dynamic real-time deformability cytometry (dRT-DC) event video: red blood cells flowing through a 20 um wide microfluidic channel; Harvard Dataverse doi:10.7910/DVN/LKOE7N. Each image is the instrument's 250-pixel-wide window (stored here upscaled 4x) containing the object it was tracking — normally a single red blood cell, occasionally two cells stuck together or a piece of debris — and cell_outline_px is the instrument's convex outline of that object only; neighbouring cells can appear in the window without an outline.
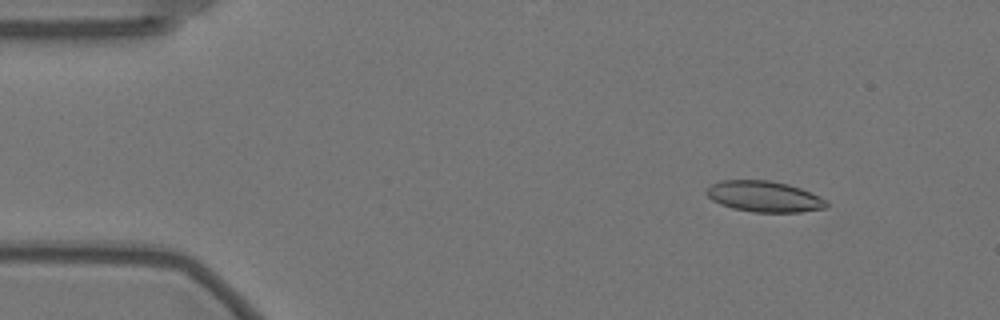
{"species": "Egyptian fruit bat (a non-hibernating species)", "species_latin": "Rousettus aegyptiacus", "temperature_condition": "warm", "stored_images_in_passage": 57, "camera_frame_rate_fps": 3000, "um_per_image_px": 0.085, "animal": {"sex": "female"}, "frame": {"image": 1, "passage_image": 7, "time_ms": 2.0, "image_size_px": [1000, 320], "cell_outline_px": [[828, 208], [800, 212], [752, 212], [732, 208], [720, 204], [712, 200], [704, 192], [704, 188], [720, 180], [772, 180], [788, 184], [800, 188], [820, 196], [828, 200]], "centroid_in_image_um": [64.95, 16.7], "position_along_channel_um": 20.0, "area_um2": 21.96}}
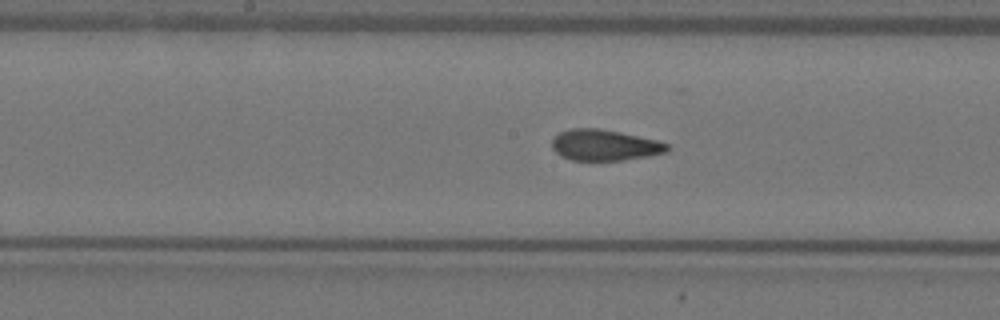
{"frame": {"image": 2, "passage_image": 29, "time_ms": 9.333, "image_size_px": [1000, 320], "cell_outline_px": [[672, 148], [668, 152], [648, 156], [624, 160], [572, 160], [560, 156], [552, 148], [552, 136], [560, 132], [572, 128], [600, 128], [620, 132], [656, 140], [668, 144]], "centroid_in_image_um": [51.38, 12.33], "position_along_channel_um": 196.8, "area_um2": 20.98}}
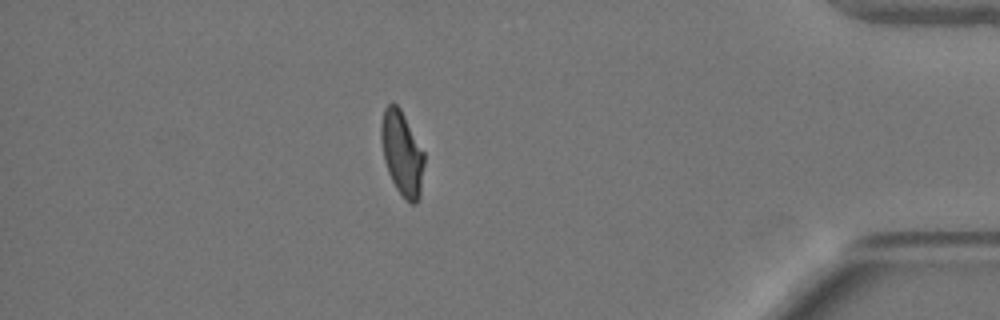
{"frame": {"image": 3, "passage_image": 50, "time_ms": 16.333, "image_size_px": [1000, 320], "cell_outline_px": [[424, 164], [420, 196], [416, 204], [412, 204], [404, 200], [396, 188], [388, 172], [384, 160], [380, 136], [380, 124], [384, 108], [388, 104], [396, 104], [400, 108], [424, 152]], "centroid_in_image_um": [34.16, 13.05], "position_along_channel_um": 401.0, "area_um2": 21.21}, "authors_computed_cell_mechanics": {"area_um2": 21.5594, "velocity_mm_per_s": 3.531, "shape_relaxation_time_tau1_ms": null, "shape_relaxation_time_tau2_ms": 1.3203, "deformation_change_tau1": null, "deformation_change_tau2": 0.0827}}